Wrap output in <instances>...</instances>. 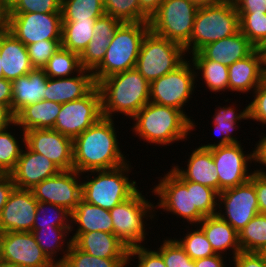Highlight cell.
<instances>
[{"instance_id":"obj_1","label":"cell","mask_w":266,"mask_h":267,"mask_svg":"<svg viewBox=\"0 0 266 267\" xmlns=\"http://www.w3.org/2000/svg\"><path fill=\"white\" fill-rule=\"evenodd\" d=\"M114 120L116 119L101 117L73 139L74 170L79 173L109 170L129 162L117 139L121 131H118L119 127H116Z\"/></svg>"},{"instance_id":"obj_2","label":"cell","mask_w":266,"mask_h":267,"mask_svg":"<svg viewBox=\"0 0 266 267\" xmlns=\"http://www.w3.org/2000/svg\"><path fill=\"white\" fill-rule=\"evenodd\" d=\"M130 131L143 143L167 146L187 142L192 136V120L181 110L148 102L131 119ZM132 127V128H131Z\"/></svg>"},{"instance_id":"obj_3","label":"cell","mask_w":266,"mask_h":267,"mask_svg":"<svg viewBox=\"0 0 266 267\" xmlns=\"http://www.w3.org/2000/svg\"><path fill=\"white\" fill-rule=\"evenodd\" d=\"M97 86L101 93L103 117L115 119L117 116L118 119L121 115L130 120L150 102V82L136 68L102 79Z\"/></svg>"},{"instance_id":"obj_4","label":"cell","mask_w":266,"mask_h":267,"mask_svg":"<svg viewBox=\"0 0 266 267\" xmlns=\"http://www.w3.org/2000/svg\"><path fill=\"white\" fill-rule=\"evenodd\" d=\"M131 164L129 161L114 169L81 173L82 199L110 211L130 198L140 188L129 175L134 169Z\"/></svg>"},{"instance_id":"obj_5","label":"cell","mask_w":266,"mask_h":267,"mask_svg":"<svg viewBox=\"0 0 266 267\" xmlns=\"http://www.w3.org/2000/svg\"><path fill=\"white\" fill-rule=\"evenodd\" d=\"M139 188L130 198L114 206L109 212L113 223V234L129 249L145 245L148 241L147 221L155 219V202ZM143 192V193H142ZM152 201V202H151ZM154 202V203H153ZM146 242V243H145Z\"/></svg>"},{"instance_id":"obj_6","label":"cell","mask_w":266,"mask_h":267,"mask_svg":"<svg viewBox=\"0 0 266 267\" xmlns=\"http://www.w3.org/2000/svg\"><path fill=\"white\" fill-rule=\"evenodd\" d=\"M149 23L125 22L116 29L101 64L92 72L96 85L111 75L135 68Z\"/></svg>"},{"instance_id":"obj_7","label":"cell","mask_w":266,"mask_h":267,"mask_svg":"<svg viewBox=\"0 0 266 267\" xmlns=\"http://www.w3.org/2000/svg\"><path fill=\"white\" fill-rule=\"evenodd\" d=\"M168 170L163 177H156L158 182L150 188L152 198L158 199L154 204L155 219L158 221L157 213L163 210L168 215H175L177 220L183 219L187 225H197L204 216L194 204L193 182L185 181L172 167Z\"/></svg>"},{"instance_id":"obj_8","label":"cell","mask_w":266,"mask_h":267,"mask_svg":"<svg viewBox=\"0 0 266 267\" xmlns=\"http://www.w3.org/2000/svg\"><path fill=\"white\" fill-rule=\"evenodd\" d=\"M240 31L239 14L233 0L199 7L189 43L184 47L187 56L206 44L216 42Z\"/></svg>"},{"instance_id":"obj_9","label":"cell","mask_w":266,"mask_h":267,"mask_svg":"<svg viewBox=\"0 0 266 267\" xmlns=\"http://www.w3.org/2000/svg\"><path fill=\"white\" fill-rule=\"evenodd\" d=\"M197 85L194 64L187 58L175 70L150 82V102L183 111L192 120V131H196L198 121L196 123L195 119L186 113L185 107L194 98L192 95L201 91L196 89L200 87Z\"/></svg>"},{"instance_id":"obj_10","label":"cell","mask_w":266,"mask_h":267,"mask_svg":"<svg viewBox=\"0 0 266 267\" xmlns=\"http://www.w3.org/2000/svg\"><path fill=\"white\" fill-rule=\"evenodd\" d=\"M187 58L183 46L149 30L142 40L135 68L152 82L175 70Z\"/></svg>"},{"instance_id":"obj_11","label":"cell","mask_w":266,"mask_h":267,"mask_svg":"<svg viewBox=\"0 0 266 267\" xmlns=\"http://www.w3.org/2000/svg\"><path fill=\"white\" fill-rule=\"evenodd\" d=\"M199 9L190 0H163L149 18L153 33L185 47L190 40Z\"/></svg>"},{"instance_id":"obj_12","label":"cell","mask_w":266,"mask_h":267,"mask_svg":"<svg viewBox=\"0 0 266 267\" xmlns=\"http://www.w3.org/2000/svg\"><path fill=\"white\" fill-rule=\"evenodd\" d=\"M242 144L241 142L210 149L217 167L219 193L246 183L255 171V168L251 169V166L254 167L252 163L254 165L256 163L255 145L252 147V151L247 152Z\"/></svg>"},{"instance_id":"obj_13","label":"cell","mask_w":266,"mask_h":267,"mask_svg":"<svg viewBox=\"0 0 266 267\" xmlns=\"http://www.w3.org/2000/svg\"><path fill=\"white\" fill-rule=\"evenodd\" d=\"M101 117V93L96 85L83 98L62 104L53 130L74 139Z\"/></svg>"},{"instance_id":"obj_14","label":"cell","mask_w":266,"mask_h":267,"mask_svg":"<svg viewBox=\"0 0 266 267\" xmlns=\"http://www.w3.org/2000/svg\"><path fill=\"white\" fill-rule=\"evenodd\" d=\"M7 30L25 46L62 40V13H8Z\"/></svg>"},{"instance_id":"obj_15","label":"cell","mask_w":266,"mask_h":267,"mask_svg":"<svg viewBox=\"0 0 266 267\" xmlns=\"http://www.w3.org/2000/svg\"><path fill=\"white\" fill-rule=\"evenodd\" d=\"M258 213L259 206L255 186L250 180L218 193L217 215L228 222L237 232L243 229Z\"/></svg>"},{"instance_id":"obj_16","label":"cell","mask_w":266,"mask_h":267,"mask_svg":"<svg viewBox=\"0 0 266 267\" xmlns=\"http://www.w3.org/2000/svg\"><path fill=\"white\" fill-rule=\"evenodd\" d=\"M37 201L65 207L72 212L82 200L81 173L61 170L31 189Z\"/></svg>"},{"instance_id":"obj_17","label":"cell","mask_w":266,"mask_h":267,"mask_svg":"<svg viewBox=\"0 0 266 267\" xmlns=\"http://www.w3.org/2000/svg\"><path fill=\"white\" fill-rule=\"evenodd\" d=\"M0 260L19 267H46L51 263L32 232L0 233Z\"/></svg>"},{"instance_id":"obj_18","label":"cell","mask_w":266,"mask_h":267,"mask_svg":"<svg viewBox=\"0 0 266 267\" xmlns=\"http://www.w3.org/2000/svg\"><path fill=\"white\" fill-rule=\"evenodd\" d=\"M25 133V145L52 161L61 170H73V139L53 129H32Z\"/></svg>"},{"instance_id":"obj_19","label":"cell","mask_w":266,"mask_h":267,"mask_svg":"<svg viewBox=\"0 0 266 267\" xmlns=\"http://www.w3.org/2000/svg\"><path fill=\"white\" fill-rule=\"evenodd\" d=\"M37 203L31 190L15 187L0 214V233L32 232Z\"/></svg>"},{"instance_id":"obj_20","label":"cell","mask_w":266,"mask_h":267,"mask_svg":"<svg viewBox=\"0 0 266 267\" xmlns=\"http://www.w3.org/2000/svg\"><path fill=\"white\" fill-rule=\"evenodd\" d=\"M61 171L45 156L31 151L26 145L20 158L9 174L16 188L31 190L41 181L58 174Z\"/></svg>"},{"instance_id":"obj_21","label":"cell","mask_w":266,"mask_h":267,"mask_svg":"<svg viewBox=\"0 0 266 267\" xmlns=\"http://www.w3.org/2000/svg\"><path fill=\"white\" fill-rule=\"evenodd\" d=\"M228 92L251 95L266 77V60L259 49L228 66Z\"/></svg>"},{"instance_id":"obj_22","label":"cell","mask_w":266,"mask_h":267,"mask_svg":"<svg viewBox=\"0 0 266 267\" xmlns=\"http://www.w3.org/2000/svg\"><path fill=\"white\" fill-rule=\"evenodd\" d=\"M231 103V105H228V103L223 106L215 105V113H213V117L211 116V118L213 119L211 120V123L212 125H214L212 126L214 129V134H216L217 138L218 136H220V139H218L217 142L213 143H201L200 147L211 149L218 146H227L230 144L241 143V140H238L239 137L235 136L234 133L237 134L236 130L242 128L239 125H241V122L243 120H249L248 104H245V108L243 107V110H240L241 104H236V100L235 102ZM238 105L240 108L238 107Z\"/></svg>"},{"instance_id":"obj_23","label":"cell","mask_w":266,"mask_h":267,"mask_svg":"<svg viewBox=\"0 0 266 267\" xmlns=\"http://www.w3.org/2000/svg\"><path fill=\"white\" fill-rule=\"evenodd\" d=\"M192 151V152H191ZM187 154V165L180 167L172 164V167L185 181L195 182L213 188L219 193V179L217 167L212 158L210 149L196 145L195 149ZM187 167V168H186Z\"/></svg>"},{"instance_id":"obj_24","label":"cell","mask_w":266,"mask_h":267,"mask_svg":"<svg viewBox=\"0 0 266 267\" xmlns=\"http://www.w3.org/2000/svg\"><path fill=\"white\" fill-rule=\"evenodd\" d=\"M96 86L92 71L66 78H48L45 100L64 104L86 96Z\"/></svg>"},{"instance_id":"obj_25","label":"cell","mask_w":266,"mask_h":267,"mask_svg":"<svg viewBox=\"0 0 266 267\" xmlns=\"http://www.w3.org/2000/svg\"><path fill=\"white\" fill-rule=\"evenodd\" d=\"M72 243L89 255L101 258H129V248L113 233H73Z\"/></svg>"},{"instance_id":"obj_26","label":"cell","mask_w":266,"mask_h":267,"mask_svg":"<svg viewBox=\"0 0 266 267\" xmlns=\"http://www.w3.org/2000/svg\"><path fill=\"white\" fill-rule=\"evenodd\" d=\"M121 23L106 14L96 20L93 27L94 36L79 55L82 69L93 72L101 64L111 38Z\"/></svg>"},{"instance_id":"obj_27","label":"cell","mask_w":266,"mask_h":267,"mask_svg":"<svg viewBox=\"0 0 266 267\" xmlns=\"http://www.w3.org/2000/svg\"><path fill=\"white\" fill-rule=\"evenodd\" d=\"M48 76L44 69L33 68L12 83V112L16 116L24 107L45 100Z\"/></svg>"},{"instance_id":"obj_28","label":"cell","mask_w":266,"mask_h":267,"mask_svg":"<svg viewBox=\"0 0 266 267\" xmlns=\"http://www.w3.org/2000/svg\"><path fill=\"white\" fill-rule=\"evenodd\" d=\"M197 225L205 233L215 254L228 256L231 261L241 252L238 232L218 215L204 217Z\"/></svg>"},{"instance_id":"obj_29","label":"cell","mask_w":266,"mask_h":267,"mask_svg":"<svg viewBox=\"0 0 266 267\" xmlns=\"http://www.w3.org/2000/svg\"><path fill=\"white\" fill-rule=\"evenodd\" d=\"M0 53L1 67L6 80L18 79L33 69L27 47L8 30L0 37Z\"/></svg>"},{"instance_id":"obj_30","label":"cell","mask_w":266,"mask_h":267,"mask_svg":"<svg viewBox=\"0 0 266 267\" xmlns=\"http://www.w3.org/2000/svg\"><path fill=\"white\" fill-rule=\"evenodd\" d=\"M256 47L239 31L235 35L225 37L216 42L206 44L199 52L208 60L221 63L225 66L250 55Z\"/></svg>"},{"instance_id":"obj_31","label":"cell","mask_w":266,"mask_h":267,"mask_svg":"<svg viewBox=\"0 0 266 267\" xmlns=\"http://www.w3.org/2000/svg\"><path fill=\"white\" fill-rule=\"evenodd\" d=\"M92 231L113 233L111 214L108 210L82 199L71 212V234Z\"/></svg>"},{"instance_id":"obj_32","label":"cell","mask_w":266,"mask_h":267,"mask_svg":"<svg viewBox=\"0 0 266 267\" xmlns=\"http://www.w3.org/2000/svg\"><path fill=\"white\" fill-rule=\"evenodd\" d=\"M191 61L194 64L196 70V82L202 87L205 85L207 91L214 93H220L219 95L227 93L229 70L228 66L221 63L206 59L199 51L189 55ZM202 81V82H199ZM202 83V84H201Z\"/></svg>"},{"instance_id":"obj_33","label":"cell","mask_w":266,"mask_h":267,"mask_svg":"<svg viewBox=\"0 0 266 267\" xmlns=\"http://www.w3.org/2000/svg\"><path fill=\"white\" fill-rule=\"evenodd\" d=\"M62 104L42 100L24 107L16 115L17 125L24 131L53 129Z\"/></svg>"},{"instance_id":"obj_34","label":"cell","mask_w":266,"mask_h":267,"mask_svg":"<svg viewBox=\"0 0 266 267\" xmlns=\"http://www.w3.org/2000/svg\"><path fill=\"white\" fill-rule=\"evenodd\" d=\"M32 233L51 262L65 261L72 245L71 228H33Z\"/></svg>"},{"instance_id":"obj_35","label":"cell","mask_w":266,"mask_h":267,"mask_svg":"<svg viewBox=\"0 0 266 267\" xmlns=\"http://www.w3.org/2000/svg\"><path fill=\"white\" fill-rule=\"evenodd\" d=\"M24 146L25 133L16 122L0 130V170L5 175H9L14 170Z\"/></svg>"},{"instance_id":"obj_36","label":"cell","mask_w":266,"mask_h":267,"mask_svg":"<svg viewBox=\"0 0 266 267\" xmlns=\"http://www.w3.org/2000/svg\"><path fill=\"white\" fill-rule=\"evenodd\" d=\"M96 20L62 21V47L81 54L94 36Z\"/></svg>"},{"instance_id":"obj_37","label":"cell","mask_w":266,"mask_h":267,"mask_svg":"<svg viewBox=\"0 0 266 267\" xmlns=\"http://www.w3.org/2000/svg\"><path fill=\"white\" fill-rule=\"evenodd\" d=\"M62 21L97 20L105 15L104 0H62Z\"/></svg>"},{"instance_id":"obj_38","label":"cell","mask_w":266,"mask_h":267,"mask_svg":"<svg viewBox=\"0 0 266 267\" xmlns=\"http://www.w3.org/2000/svg\"><path fill=\"white\" fill-rule=\"evenodd\" d=\"M43 69L49 78H66L78 74L82 67L79 54L61 46Z\"/></svg>"},{"instance_id":"obj_39","label":"cell","mask_w":266,"mask_h":267,"mask_svg":"<svg viewBox=\"0 0 266 267\" xmlns=\"http://www.w3.org/2000/svg\"><path fill=\"white\" fill-rule=\"evenodd\" d=\"M243 252H259L266 245V214L258 213L238 232Z\"/></svg>"},{"instance_id":"obj_40","label":"cell","mask_w":266,"mask_h":267,"mask_svg":"<svg viewBox=\"0 0 266 267\" xmlns=\"http://www.w3.org/2000/svg\"><path fill=\"white\" fill-rule=\"evenodd\" d=\"M186 230L182 228L186 233L180 238L174 234V238L184 248L186 254L193 260L209 257L215 255L210 242L208 241L205 233L198 225H184ZM188 229V230H187ZM190 230V231H189Z\"/></svg>"},{"instance_id":"obj_41","label":"cell","mask_w":266,"mask_h":267,"mask_svg":"<svg viewBox=\"0 0 266 267\" xmlns=\"http://www.w3.org/2000/svg\"><path fill=\"white\" fill-rule=\"evenodd\" d=\"M33 228H71V212L65 207L38 201Z\"/></svg>"},{"instance_id":"obj_42","label":"cell","mask_w":266,"mask_h":267,"mask_svg":"<svg viewBox=\"0 0 266 267\" xmlns=\"http://www.w3.org/2000/svg\"><path fill=\"white\" fill-rule=\"evenodd\" d=\"M105 14L122 23L149 22V16L140 8L139 0H104Z\"/></svg>"},{"instance_id":"obj_43","label":"cell","mask_w":266,"mask_h":267,"mask_svg":"<svg viewBox=\"0 0 266 267\" xmlns=\"http://www.w3.org/2000/svg\"><path fill=\"white\" fill-rule=\"evenodd\" d=\"M68 267H129L128 258H101L79 250L73 243L64 261Z\"/></svg>"},{"instance_id":"obj_44","label":"cell","mask_w":266,"mask_h":267,"mask_svg":"<svg viewBox=\"0 0 266 267\" xmlns=\"http://www.w3.org/2000/svg\"><path fill=\"white\" fill-rule=\"evenodd\" d=\"M240 31L259 49L266 42V13H238Z\"/></svg>"},{"instance_id":"obj_45","label":"cell","mask_w":266,"mask_h":267,"mask_svg":"<svg viewBox=\"0 0 266 267\" xmlns=\"http://www.w3.org/2000/svg\"><path fill=\"white\" fill-rule=\"evenodd\" d=\"M163 241H160L156 249L163 257L165 265L167 267H186L192 259L186 254L184 248L173 237H162ZM159 247V248H158Z\"/></svg>"},{"instance_id":"obj_46","label":"cell","mask_w":266,"mask_h":267,"mask_svg":"<svg viewBox=\"0 0 266 267\" xmlns=\"http://www.w3.org/2000/svg\"><path fill=\"white\" fill-rule=\"evenodd\" d=\"M193 197L196 209L204 217L217 215L218 192L216 190L193 182Z\"/></svg>"},{"instance_id":"obj_47","label":"cell","mask_w":266,"mask_h":267,"mask_svg":"<svg viewBox=\"0 0 266 267\" xmlns=\"http://www.w3.org/2000/svg\"><path fill=\"white\" fill-rule=\"evenodd\" d=\"M62 40H41L27 45L30 63L33 68L43 69L50 57L62 46Z\"/></svg>"},{"instance_id":"obj_48","label":"cell","mask_w":266,"mask_h":267,"mask_svg":"<svg viewBox=\"0 0 266 267\" xmlns=\"http://www.w3.org/2000/svg\"><path fill=\"white\" fill-rule=\"evenodd\" d=\"M62 0H13L8 13H61Z\"/></svg>"},{"instance_id":"obj_49","label":"cell","mask_w":266,"mask_h":267,"mask_svg":"<svg viewBox=\"0 0 266 267\" xmlns=\"http://www.w3.org/2000/svg\"><path fill=\"white\" fill-rule=\"evenodd\" d=\"M146 245L135 246L129 249V264L130 267H167L162 255L155 249L146 247ZM137 261H134L136 260ZM132 261V263H131Z\"/></svg>"},{"instance_id":"obj_50","label":"cell","mask_w":266,"mask_h":267,"mask_svg":"<svg viewBox=\"0 0 266 267\" xmlns=\"http://www.w3.org/2000/svg\"><path fill=\"white\" fill-rule=\"evenodd\" d=\"M251 96V100L248 103L249 121H256V124L259 122L258 125L261 124L260 126L263 129L266 126V77Z\"/></svg>"},{"instance_id":"obj_51","label":"cell","mask_w":266,"mask_h":267,"mask_svg":"<svg viewBox=\"0 0 266 267\" xmlns=\"http://www.w3.org/2000/svg\"><path fill=\"white\" fill-rule=\"evenodd\" d=\"M232 267H266V261L257 252H239L231 259Z\"/></svg>"},{"instance_id":"obj_52","label":"cell","mask_w":266,"mask_h":267,"mask_svg":"<svg viewBox=\"0 0 266 267\" xmlns=\"http://www.w3.org/2000/svg\"><path fill=\"white\" fill-rule=\"evenodd\" d=\"M255 186L259 213L266 214V173L255 170L250 178Z\"/></svg>"},{"instance_id":"obj_53","label":"cell","mask_w":266,"mask_h":267,"mask_svg":"<svg viewBox=\"0 0 266 267\" xmlns=\"http://www.w3.org/2000/svg\"><path fill=\"white\" fill-rule=\"evenodd\" d=\"M238 13H266V0H233Z\"/></svg>"},{"instance_id":"obj_54","label":"cell","mask_w":266,"mask_h":267,"mask_svg":"<svg viewBox=\"0 0 266 267\" xmlns=\"http://www.w3.org/2000/svg\"><path fill=\"white\" fill-rule=\"evenodd\" d=\"M257 135L260 139L258 140V142H255V156H256L255 169L260 172L266 173V133L265 131L263 132L261 130V133L258 134L257 132ZM257 166L259 167L257 168Z\"/></svg>"},{"instance_id":"obj_55","label":"cell","mask_w":266,"mask_h":267,"mask_svg":"<svg viewBox=\"0 0 266 267\" xmlns=\"http://www.w3.org/2000/svg\"><path fill=\"white\" fill-rule=\"evenodd\" d=\"M228 257L223 255L215 254L209 257L195 260V267H231V261L227 262ZM225 260V261H224ZM229 263V264H227Z\"/></svg>"},{"instance_id":"obj_56","label":"cell","mask_w":266,"mask_h":267,"mask_svg":"<svg viewBox=\"0 0 266 267\" xmlns=\"http://www.w3.org/2000/svg\"><path fill=\"white\" fill-rule=\"evenodd\" d=\"M14 188L15 184L10 175L0 178V214Z\"/></svg>"},{"instance_id":"obj_57","label":"cell","mask_w":266,"mask_h":267,"mask_svg":"<svg viewBox=\"0 0 266 267\" xmlns=\"http://www.w3.org/2000/svg\"><path fill=\"white\" fill-rule=\"evenodd\" d=\"M0 103L12 110V83L5 78L0 79Z\"/></svg>"},{"instance_id":"obj_58","label":"cell","mask_w":266,"mask_h":267,"mask_svg":"<svg viewBox=\"0 0 266 267\" xmlns=\"http://www.w3.org/2000/svg\"><path fill=\"white\" fill-rule=\"evenodd\" d=\"M16 122V116L11 108L0 103V130L8 128Z\"/></svg>"},{"instance_id":"obj_59","label":"cell","mask_w":266,"mask_h":267,"mask_svg":"<svg viewBox=\"0 0 266 267\" xmlns=\"http://www.w3.org/2000/svg\"><path fill=\"white\" fill-rule=\"evenodd\" d=\"M163 0H139L140 8L151 17Z\"/></svg>"},{"instance_id":"obj_60","label":"cell","mask_w":266,"mask_h":267,"mask_svg":"<svg viewBox=\"0 0 266 267\" xmlns=\"http://www.w3.org/2000/svg\"><path fill=\"white\" fill-rule=\"evenodd\" d=\"M191 2L195 3L197 6H209V5H217L229 0H190Z\"/></svg>"},{"instance_id":"obj_61","label":"cell","mask_w":266,"mask_h":267,"mask_svg":"<svg viewBox=\"0 0 266 267\" xmlns=\"http://www.w3.org/2000/svg\"><path fill=\"white\" fill-rule=\"evenodd\" d=\"M8 12L0 5V27H7Z\"/></svg>"},{"instance_id":"obj_62","label":"cell","mask_w":266,"mask_h":267,"mask_svg":"<svg viewBox=\"0 0 266 267\" xmlns=\"http://www.w3.org/2000/svg\"><path fill=\"white\" fill-rule=\"evenodd\" d=\"M13 0H0V5L8 12Z\"/></svg>"},{"instance_id":"obj_63","label":"cell","mask_w":266,"mask_h":267,"mask_svg":"<svg viewBox=\"0 0 266 267\" xmlns=\"http://www.w3.org/2000/svg\"><path fill=\"white\" fill-rule=\"evenodd\" d=\"M46 267H68L67 264L63 262H51L49 265Z\"/></svg>"},{"instance_id":"obj_64","label":"cell","mask_w":266,"mask_h":267,"mask_svg":"<svg viewBox=\"0 0 266 267\" xmlns=\"http://www.w3.org/2000/svg\"><path fill=\"white\" fill-rule=\"evenodd\" d=\"M0 267H19V266H16V265H13L10 263H6V262L0 260Z\"/></svg>"},{"instance_id":"obj_65","label":"cell","mask_w":266,"mask_h":267,"mask_svg":"<svg viewBox=\"0 0 266 267\" xmlns=\"http://www.w3.org/2000/svg\"><path fill=\"white\" fill-rule=\"evenodd\" d=\"M260 52L264 55L266 60V42L259 48Z\"/></svg>"},{"instance_id":"obj_66","label":"cell","mask_w":266,"mask_h":267,"mask_svg":"<svg viewBox=\"0 0 266 267\" xmlns=\"http://www.w3.org/2000/svg\"><path fill=\"white\" fill-rule=\"evenodd\" d=\"M266 261V245L258 252Z\"/></svg>"},{"instance_id":"obj_67","label":"cell","mask_w":266,"mask_h":267,"mask_svg":"<svg viewBox=\"0 0 266 267\" xmlns=\"http://www.w3.org/2000/svg\"><path fill=\"white\" fill-rule=\"evenodd\" d=\"M1 66H2V63H1V53H0V79L4 78V74H3Z\"/></svg>"},{"instance_id":"obj_68","label":"cell","mask_w":266,"mask_h":267,"mask_svg":"<svg viewBox=\"0 0 266 267\" xmlns=\"http://www.w3.org/2000/svg\"><path fill=\"white\" fill-rule=\"evenodd\" d=\"M5 30H7V27H0V37L4 33Z\"/></svg>"},{"instance_id":"obj_69","label":"cell","mask_w":266,"mask_h":267,"mask_svg":"<svg viewBox=\"0 0 266 267\" xmlns=\"http://www.w3.org/2000/svg\"><path fill=\"white\" fill-rule=\"evenodd\" d=\"M186 267H195L194 261L192 260Z\"/></svg>"},{"instance_id":"obj_70","label":"cell","mask_w":266,"mask_h":267,"mask_svg":"<svg viewBox=\"0 0 266 267\" xmlns=\"http://www.w3.org/2000/svg\"><path fill=\"white\" fill-rule=\"evenodd\" d=\"M5 174L0 170V178H2Z\"/></svg>"}]
</instances>
